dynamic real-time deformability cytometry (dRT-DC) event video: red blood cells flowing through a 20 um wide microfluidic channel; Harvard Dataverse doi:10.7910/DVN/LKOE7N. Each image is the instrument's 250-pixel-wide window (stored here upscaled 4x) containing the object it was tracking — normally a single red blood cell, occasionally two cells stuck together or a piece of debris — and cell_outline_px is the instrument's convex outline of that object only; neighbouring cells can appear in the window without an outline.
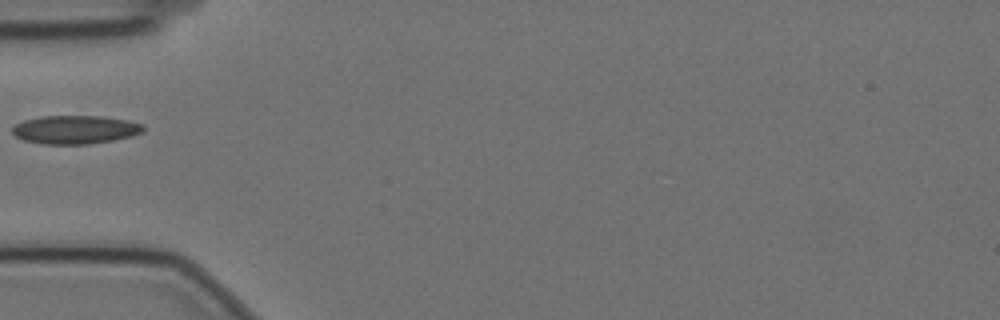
{"species": "Egyptian fruit bat (a non-hibernating species)", "species_latin": "Rousettus aegyptiacus", "temperature_condition": "cold", "stored_images_in_passage": 39, "camera_frame_rate_fps": 3000, "um_per_image_px": 0.085, "animal": {"sex": "female"}, "frame": {"image": 1, "passage_image": 1, "time_ms": 0.0, "image_size_px": [1000, 320], "cell_outline_px": [[144, 132], [132, 136], [112, 140], [88, 144], [44, 144], [24, 140], [16, 136], [12, 132], [12, 128], [16, 124], [24, 120], [40, 116], [104, 116], [128, 120], [144, 124]], "centroid_in_image_um": [6.42, 11.01], "position_along_channel_um": 78.6, "area_um2": 21.79}}
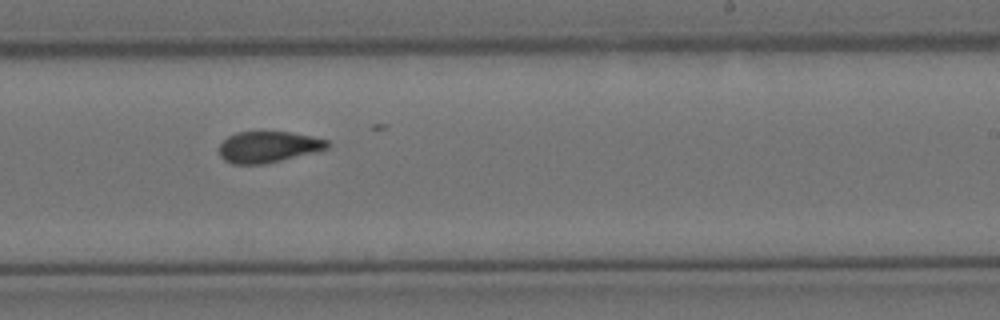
{"frame": {"image": 2, "passage_image": 17, "time_ms": 5.333, "image_size_px": [1000, 320], "cell_outline_px": [[332, 144], [328, 148], [264, 164], [232, 164], [224, 160], [220, 156], [220, 144], [228, 136], [236, 132], [288, 132], [328, 140]], "centroid_in_image_um": [22.77, 12.49], "position_along_channel_um": 266.2, "area_um2": 19.36}}
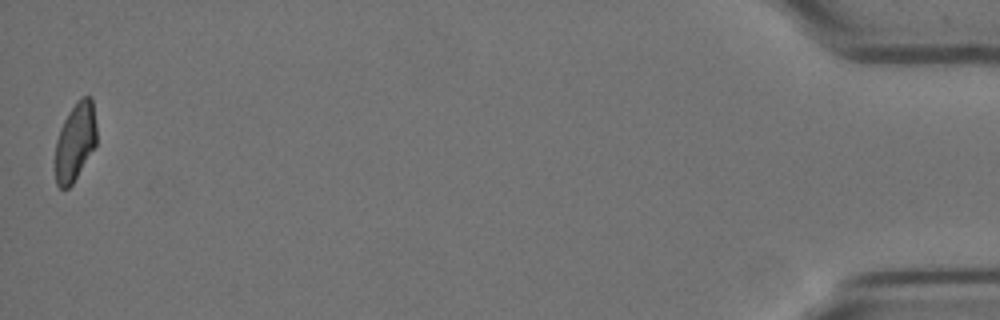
{"frame": {"image": 3, "passage_image": 39, "time_ms": 12.667, "image_size_px": [1000, 320], "cell_outline_px": [[96, 144], [72, 184], [68, 188], [60, 188], [56, 184], [56, 140], [60, 128], [68, 112], [76, 100], [80, 96], [92, 96], [96, 124]], "centroid_in_image_um": [6.4, 11.99], "position_along_channel_um": 428.8, "area_um2": 18.79}}